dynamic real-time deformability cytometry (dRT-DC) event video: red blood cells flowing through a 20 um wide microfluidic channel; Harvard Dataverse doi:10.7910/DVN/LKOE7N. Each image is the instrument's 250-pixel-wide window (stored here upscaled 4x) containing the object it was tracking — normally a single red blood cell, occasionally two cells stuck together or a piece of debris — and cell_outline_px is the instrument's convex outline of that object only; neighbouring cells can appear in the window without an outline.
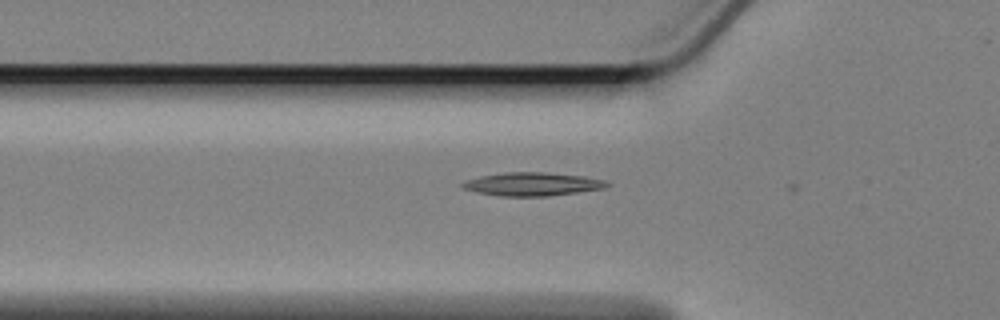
{"species": "Egyptian fruit bat (a non-hibernating species)", "species_latin": "Rousettus aegyptiacus", "temperature_condition": "cold", "stored_images_in_passage": 34, "camera_frame_rate_fps": 3000, "um_per_image_px": 0.085, "animal": {"sex": "female"}, "frame": {"image": 1, "passage_image": 3, "time_ms": 0.667, "image_size_px": [1000, 320], "cell_outline_px": [[612, 184], [604, 188], [548, 196], [496, 196], [476, 192], [464, 188], [460, 184], [468, 180], [480, 176], [504, 172], [548, 172], [584, 176], [604, 180]], "centroid_in_image_um": [45.25, 15.64], "position_along_channel_um": 80.5, "area_um2": 19.65}}
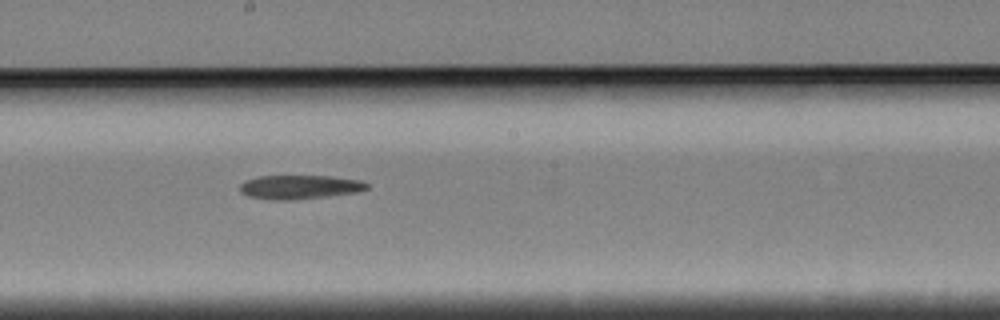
{"frame": {"image": 2, "passage_image": 16, "time_ms": 5.0, "image_size_px": [1000, 320], "cell_outline_px": [[368, 188], [356, 192], [328, 196], [292, 200], [276, 200], [248, 196], [240, 192], [240, 184], [244, 180], [260, 176], [328, 176], [360, 180], [368, 184]], "centroid_in_image_um": [25.44, 15.89], "position_along_channel_um": 222.8, "area_um2": 17.63}}
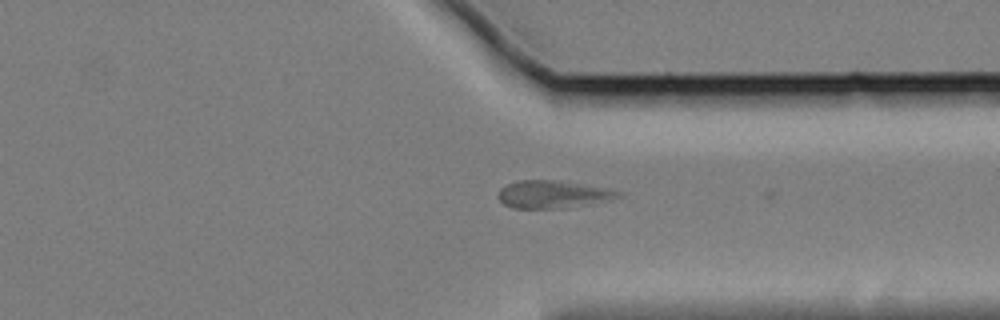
{"frame": {"image": 3, "passage_image": 29, "time_ms": 9.333, "image_size_px": [1000, 320], "cell_outline_px": [[624, 196], [612, 200], [564, 208], [512, 208], [504, 204], [496, 196], [500, 188], [516, 180], [560, 180], [604, 188], [620, 192]], "centroid_in_image_um": [46.98, 16.52], "position_along_channel_um": 364.4, "area_um2": 19.42}}